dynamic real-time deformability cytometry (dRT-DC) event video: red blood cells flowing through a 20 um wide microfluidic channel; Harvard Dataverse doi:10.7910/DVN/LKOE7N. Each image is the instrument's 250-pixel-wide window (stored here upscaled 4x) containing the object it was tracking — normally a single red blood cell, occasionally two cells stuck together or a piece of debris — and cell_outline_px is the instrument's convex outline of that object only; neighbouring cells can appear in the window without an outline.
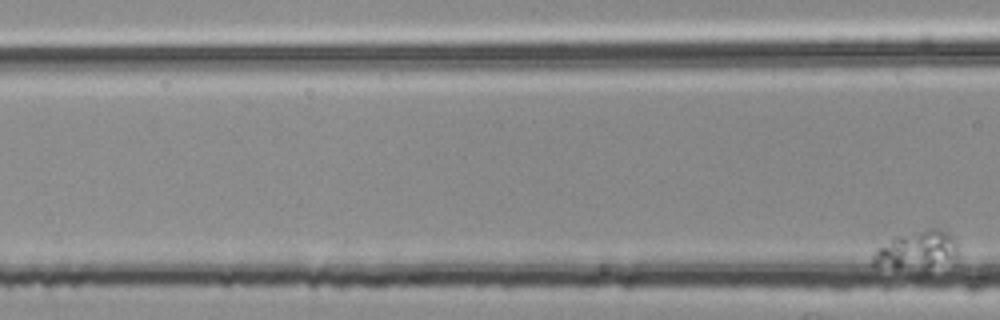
{"species": "common noctule bat (a hibernating species)", "species_latin": "Nyctalus noctula", "temperature_condition": "room temperature", "stored_images_in_passage": 7, "camera_frame_rate_fps": 3000, "um_per_image_px": 0.085, "animal": {"sex": "female", "body_mass_g": 25.1}, "frame": {"image": 1, "passage_image": 7, "time_ms": 2.0, "image_size_px": [1000, 320], "cell_outline_px": [[956, 256], [928, 264], [900, 268], [892, 268], [872, 264], [872, 256], [876, 248], [892, 236], [928, 228], [940, 228], [948, 232], [956, 240]], "centroid_in_image_um": [77.81, 21.15], "position_along_channel_um": 88.8, "area_um2": 18.03}}